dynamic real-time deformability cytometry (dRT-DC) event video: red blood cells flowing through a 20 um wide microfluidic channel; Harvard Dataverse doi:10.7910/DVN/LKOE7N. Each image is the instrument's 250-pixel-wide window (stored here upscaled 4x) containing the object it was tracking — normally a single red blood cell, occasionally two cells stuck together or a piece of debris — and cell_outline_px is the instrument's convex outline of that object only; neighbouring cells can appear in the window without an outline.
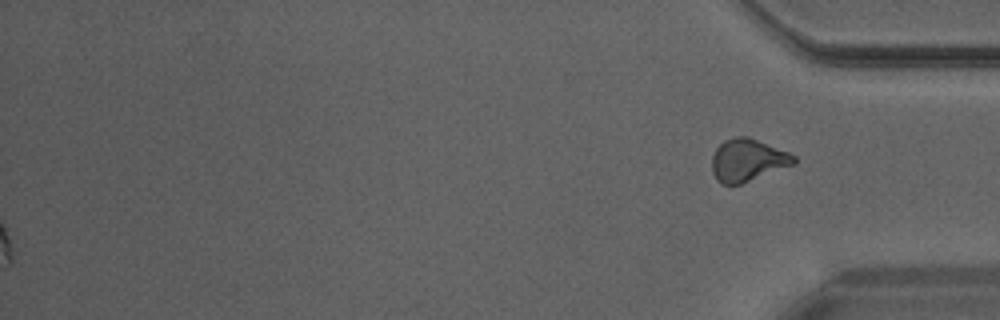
{"species": "Egyptian fruit bat (a non-hibernating species)", "species_latin": "Rousettus aegyptiacus", "temperature_condition": "warm", "stored_images_in_passage": 32, "segment_of_instrument_passage": [2, 2], "camera_frame_rate_fps": 3000, "um_per_image_px": 0.085, "animal": {"sex": "male"}, "frame": {"image": 1, "passage_image": 32, "time_ms": 10.333, "image_size_px": [1000, 320], "cell_outline_px": [[796, 164], [740, 184], [724, 184], [716, 180], [712, 172], [712, 156], [716, 148], [724, 140], [736, 136], [748, 136], [788, 152], [796, 156]], "centroid_in_image_um": [63.55, 13.61], "position_along_channel_um": 371.7, "area_um2": 20.29}}